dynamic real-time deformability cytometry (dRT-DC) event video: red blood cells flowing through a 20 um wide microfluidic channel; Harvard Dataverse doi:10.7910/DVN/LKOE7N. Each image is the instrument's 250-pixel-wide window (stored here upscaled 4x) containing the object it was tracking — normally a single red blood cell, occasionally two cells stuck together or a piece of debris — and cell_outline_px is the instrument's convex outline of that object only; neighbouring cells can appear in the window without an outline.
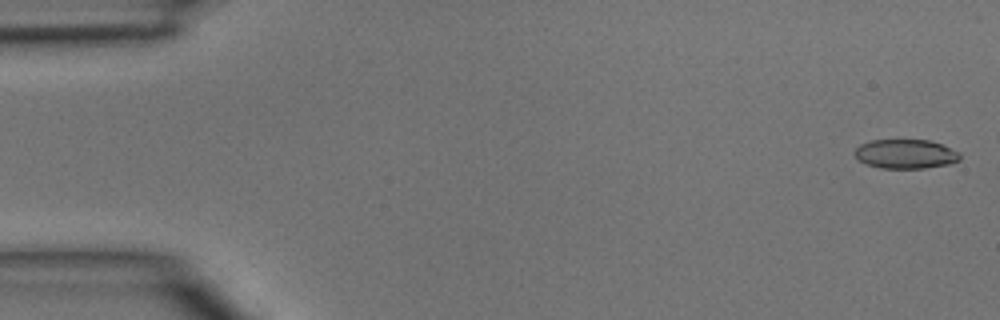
{"species": "common noctule bat (a hibernating species)", "species_latin": "Nyctalus noctula", "temperature_condition": "room temperature", "stored_images_in_passage": 36, "camera_frame_rate_fps": 3000, "um_per_image_px": 0.085, "animal": {"sex": "male", "body_mass_g": 15.6}, "frame": {"image": 1, "passage_image": 1, "time_ms": 0.0, "image_size_px": [1000, 320], "cell_outline_px": [[960, 160], [948, 164], [924, 168], [880, 168], [856, 160], [852, 152], [860, 144], [872, 140], [928, 140], [940, 144], [960, 152]], "centroid_in_image_um": [76.93, 13.09], "position_along_channel_um": 8.1, "area_um2": 17.98}}
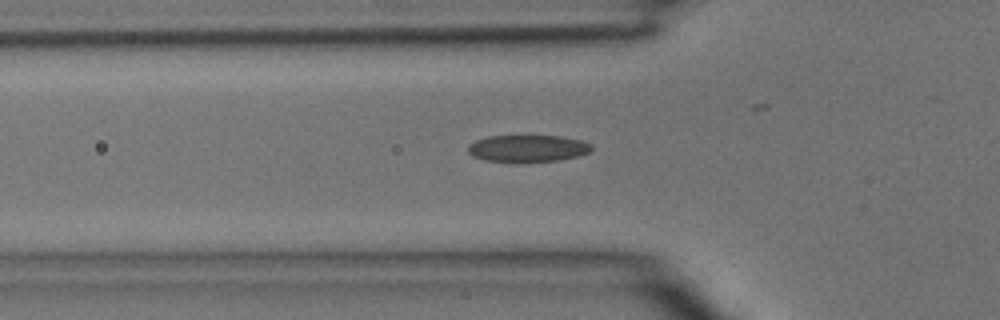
{"frame": {"image": 2, "passage_image": 15, "time_ms": 4.667, "image_size_px": [1000, 320], "cell_outline_px": [[592, 152], [580, 156], [560, 160], [516, 164], [484, 160], [472, 156], [468, 152], [468, 144], [476, 140], [488, 136], [560, 136], [580, 140], [592, 144]], "centroid_in_image_um": [44.85, 12.65], "position_along_channel_um": 80.9, "area_um2": 20.11}}
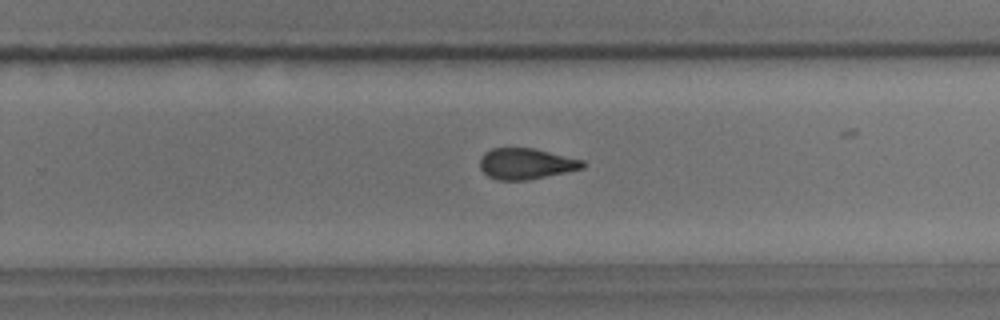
{"frame": {"image": 3, "passage_image": 29, "time_ms": 9.333, "image_size_px": [1000, 320], "cell_outline_px": [[588, 164], [584, 168], [528, 180], [496, 180], [488, 176], [480, 168], [480, 156], [484, 152], [492, 148], [532, 148], [584, 160]], "centroid_in_image_um": [44.71, 13.92], "position_along_channel_um": 285.1, "area_um2": 18.61}}